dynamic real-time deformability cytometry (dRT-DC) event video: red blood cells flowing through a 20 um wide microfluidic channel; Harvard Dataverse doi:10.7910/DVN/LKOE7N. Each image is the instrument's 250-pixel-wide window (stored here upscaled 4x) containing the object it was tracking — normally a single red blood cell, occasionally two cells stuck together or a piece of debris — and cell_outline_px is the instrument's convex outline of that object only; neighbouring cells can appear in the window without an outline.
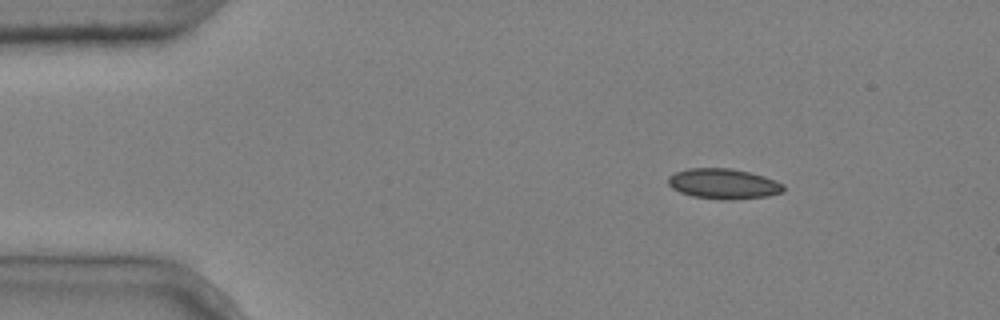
{"species": "common noctule bat (a hibernating species)", "species_latin": "Nyctalus noctula", "temperature_condition": "cold", "stored_images_in_passage": 5, "camera_frame_rate_fps": 3000, "um_per_image_px": 0.085, "animal": {"sex": "male", "body_mass_g": 20.4}, "frame": {"image": 1, "passage_image": 1, "time_ms": 0.0, "image_size_px": [1000, 320], "cell_outline_px": [[784, 192], [768, 196], [732, 200], [720, 200], [692, 196], [680, 192], [672, 188], [668, 184], [668, 176], [676, 172], [688, 168], [732, 168], [764, 176], [776, 180], [784, 184]], "centroid_in_image_um": [61.51, 15.63], "position_along_channel_um": 23.5, "area_um2": 20.58}}
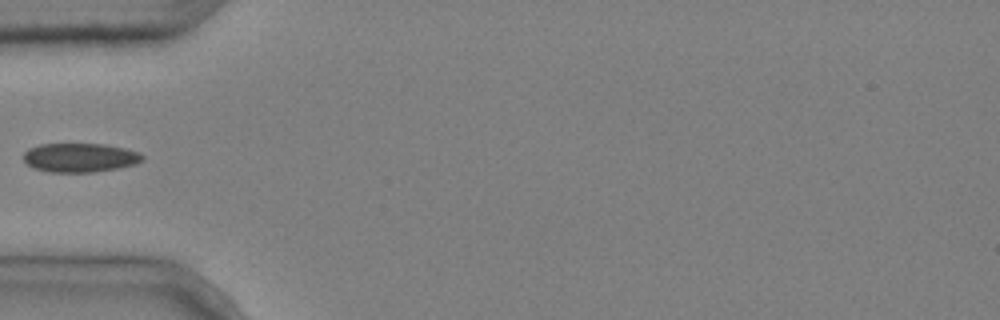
{"frame": {"image": 2, "passage_image": 4, "time_ms": 1.0, "image_size_px": [1000, 320], "cell_outline_px": [[144, 160], [136, 164], [116, 168], [92, 172], [48, 172], [32, 168], [24, 160], [24, 152], [28, 148], [40, 144], [104, 144], [124, 148], [140, 152], [144, 156]], "centroid_in_image_um": [6.79, 13.39], "position_along_channel_um": 78.2, "area_um2": 20.17}}